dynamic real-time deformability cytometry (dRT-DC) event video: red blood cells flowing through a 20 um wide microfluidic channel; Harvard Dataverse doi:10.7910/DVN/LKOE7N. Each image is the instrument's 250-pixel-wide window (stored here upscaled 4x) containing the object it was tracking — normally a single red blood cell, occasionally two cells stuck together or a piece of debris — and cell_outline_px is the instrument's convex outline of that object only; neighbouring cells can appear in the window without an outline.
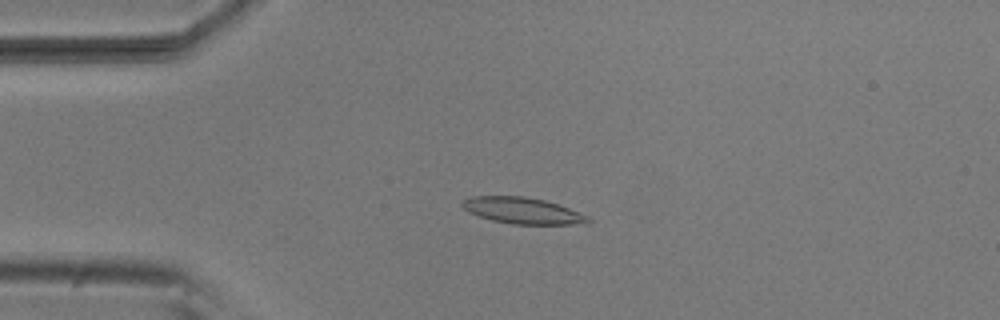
{"species": "common noctule bat (a hibernating species)", "species_latin": "Nyctalus noctula", "temperature_condition": "room temperature", "stored_images_in_passage": 49, "camera_frame_rate_fps": 3000, "um_per_image_px": 0.085, "animal": {"sex": "male", "body_mass_g": 20.5, "forearm_length_mm": 52.5}, "frame": {"image": 1, "passage_image": 9, "time_ms": 2.667, "image_size_px": [1000, 320], "cell_outline_px": [[592, 220], [572, 224], [512, 224], [492, 220], [468, 212], [460, 204], [464, 200], [472, 196], [524, 196], [544, 200], [568, 208], [588, 216]], "centroid_in_image_um": [44.36, 17.89], "position_along_channel_um": 40.6, "area_um2": 18.9}}
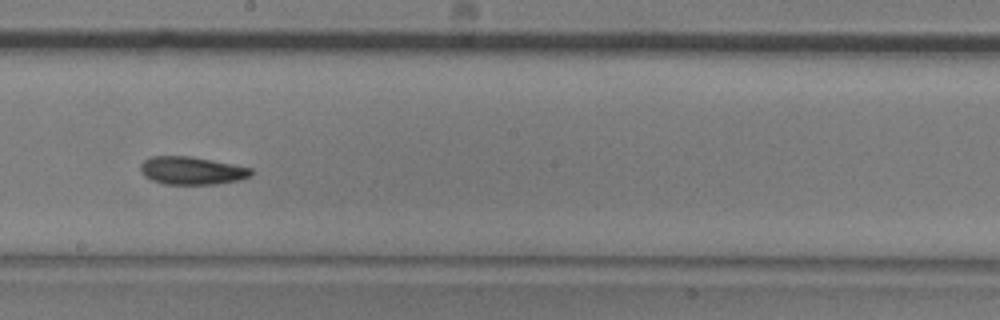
{"frame": {"image": 2, "passage_image": 26, "time_ms": 8.333, "image_size_px": [1000, 320], "cell_outline_px": [[256, 172], [248, 176], [236, 180], [216, 184], [164, 184], [152, 180], [144, 176], [140, 172], [140, 164], [144, 160], [152, 156], [192, 156], [252, 168]], "centroid_in_image_um": [16.27, 14.49], "position_along_channel_um": 231.9, "area_um2": 17.98}}
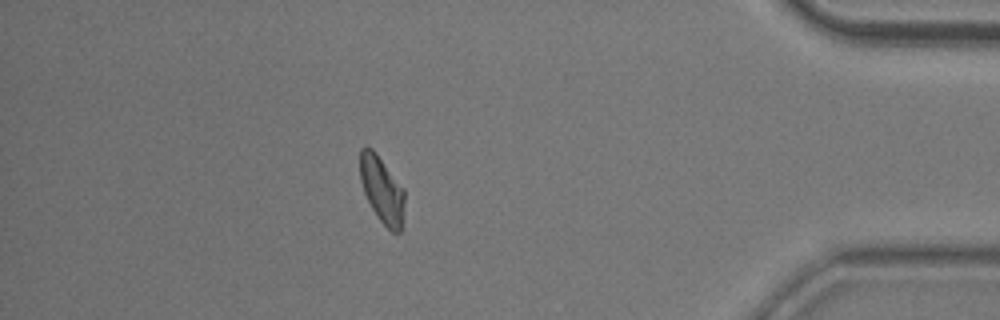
{"frame": {"image": 3, "passage_image": 43, "time_ms": 14.0, "image_size_px": [1000, 320], "cell_outline_px": [[404, 204], [400, 232], [392, 232], [380, 220], [372, 208], [364, 192], [360, 180], [360, 148], [364, 144], [368, 144], [376, 152], [404, 188]], "centroid_in_image_um": [32.44, 16.05], "position_along_channel_um": 402.8, "area_um2": 17.28}, "authors_computed_cell_mechanics": {"area_um2": 18.1492, "velocity_mm_per_s": 3.7819, "shape_relaxation_time_tau1_ms": 4.3196, "shape_relaxation_time_tau2_ms": 6.428, "deformation_change_tau1": 0.1368, "deformation_change_tau2": 0.1233}}